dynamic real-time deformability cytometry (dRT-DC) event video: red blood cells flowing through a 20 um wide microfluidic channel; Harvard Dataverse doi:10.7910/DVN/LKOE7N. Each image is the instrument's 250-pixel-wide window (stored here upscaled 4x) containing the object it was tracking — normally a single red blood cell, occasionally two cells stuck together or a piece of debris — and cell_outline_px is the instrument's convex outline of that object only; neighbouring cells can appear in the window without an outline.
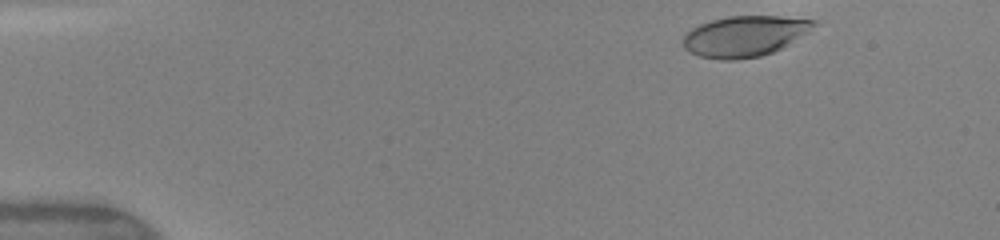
{"species": "human", "species_latin": "Homo sapiens", "temperature_condition": "warm", "stored_images_in_passage": 4, "camera_frame_rate_fps": 3000, "um_per_image_px": 0.085, "donor": {"sex": "female"}, "frame": {"image": 1, "passage_image": 2, "time_ms": 0.333, "image_size_px": [1000, 240], "cell_outline_px": [[816, 24], [808, 32], [780, 48], [772, 52], [760, 56], [736, 60], [720, 60], [700, 56], [684, 48], [684, 36], [692, 28], [700, 24], [712, 20], [728, 16], [776, 16], [816, 20]], "centroid_in_image_um": [63.28, 3.07], "position_along_channel_um": 21.7, "area_um2": 30.58}}